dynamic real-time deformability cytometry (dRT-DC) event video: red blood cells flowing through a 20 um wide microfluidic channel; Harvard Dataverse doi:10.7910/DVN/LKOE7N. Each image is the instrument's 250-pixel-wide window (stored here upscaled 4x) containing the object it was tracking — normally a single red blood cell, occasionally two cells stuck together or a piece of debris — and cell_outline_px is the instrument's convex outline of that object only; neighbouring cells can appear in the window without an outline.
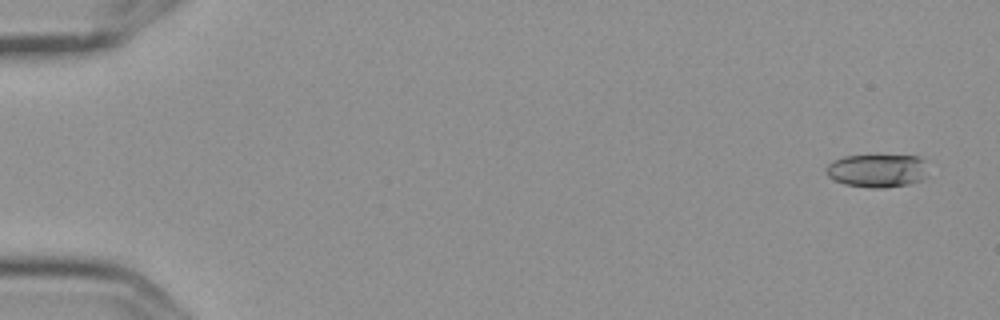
{"species": "Egyptian fruit bat (a non-hibernating species)", "species_latin": "Rousettus aegyptiacus", "temperature_condition": "cold", "stored_images_in_passage": 6, "camera_frame_rate_fps": 3000, "um_per_image_px": 0.085, "frame": {"image": 1, "passage_image": 1, "time_ms": 0.0, "image_size_px": [1000, 320], "cell_outline_px": [[928, 176], [924, 180], [908, 184], [884, 188], [868, 188], [844, 184], [828, 176], [824, 172], [828, 164], [832, 160], [844, 156], [920, 156], [924, 160]], "centroid_in_image_um": [74.58, 14.52], "position_along_channel_um": 10.4, "area_um2": 19.94}}